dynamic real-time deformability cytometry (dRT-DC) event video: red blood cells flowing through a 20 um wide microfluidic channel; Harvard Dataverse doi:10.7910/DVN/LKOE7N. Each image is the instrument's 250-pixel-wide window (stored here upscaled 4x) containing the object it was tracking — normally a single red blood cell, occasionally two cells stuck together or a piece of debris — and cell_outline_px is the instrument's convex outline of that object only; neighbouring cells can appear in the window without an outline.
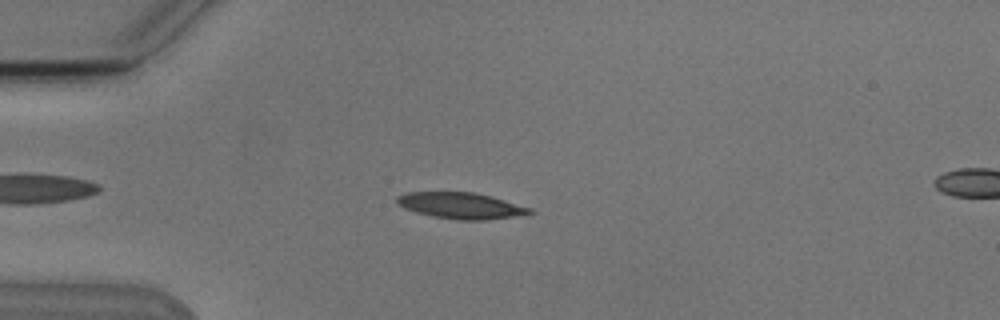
{"species": "Egyptian fruit bat (a non-hibernating species)", "species_latin": "Rousettus aegyptiacus", "temperature_condition": "cold", "stored_images_in_passage": 6, "camera_frame_rate_fps": 3000, "um_per_image_px": 0.085, "animal": {"sex": "male"}, "frame": {"image": 1, "passage_image": 1, "time_ms": 0.0, "image_size_px": [1000, 320], "cell_outline_px": [[536, 212], [528, 216], [488, 220], [456, 220], [432, 216], [416, 212], [404, 208], [396, 204], [396, 196], [408, 192], [472, 192], [492, 196], [532, 208]], "centroid_in_image_um": [39.27, 17.49], "position_along_channel_um": 45.7, "area_um2": 20.81}}
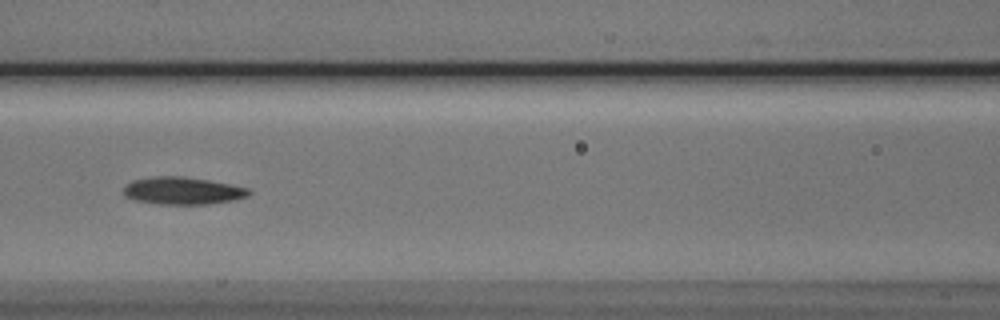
{"frame": {"image": 2, "passage_image": 4, "time_ms": 3.333, "image_size_px": [1000, 320], "cell_outline_px": [[252, 192], [248, 196], [236, 200], [208, 204], [160, 204], [136, 200], [124, 196], [124, 188], [132, 180], [152, 176], [184, 176], [232, 184], [248, 188]], "centroid_in_image_um": [15.56, 16.21], "position_along_channel_um": 151.0, "area_um2": 20.11}}
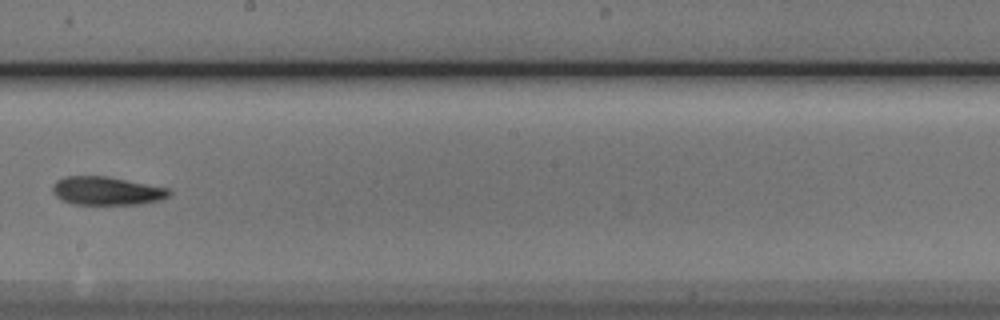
{"frame": {"image": 3, "passage_image": 6, "time_ms": 5.667, "image_size_px": [1000, 320], "cell_outline_px": [[172, 192], [168, 196], [160, 200], [140, 204], [72, 204], [60, 200], [52, 192], [52, 188], [56, 180], [64, 176], [108, 176], [168, 188]], "centroid_in_image_um": [9.04, 16.22], "position_along_channel_um": 239.2, "area_um2": 19.36}}